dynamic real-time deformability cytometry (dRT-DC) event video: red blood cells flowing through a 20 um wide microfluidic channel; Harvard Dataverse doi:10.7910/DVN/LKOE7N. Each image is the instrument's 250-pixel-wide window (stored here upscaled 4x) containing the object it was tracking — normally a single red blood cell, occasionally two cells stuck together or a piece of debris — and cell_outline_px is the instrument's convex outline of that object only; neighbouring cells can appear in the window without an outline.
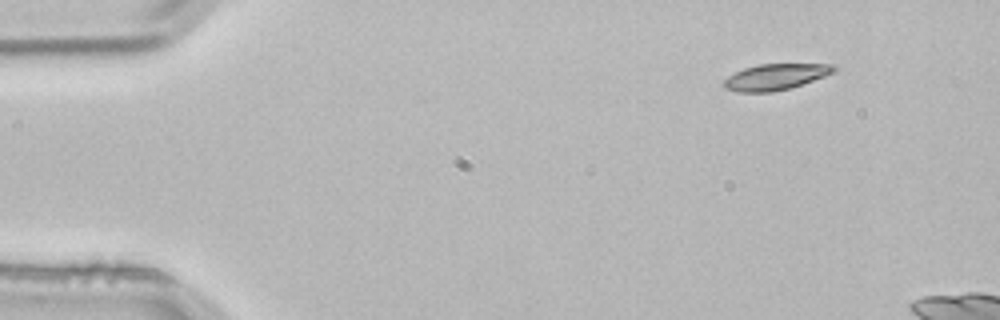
{"species": "common noctule bat (a hibernating species)", "species_latin": "Nyctalus noctula", "temperature_condition": "room temperature", "stored_images_in_passage": 3, "camera_frame_rate_fps": 3000, "um_per_image_px": 0.085, "animal": {"sex": "male", "body_mass_g": 21.5, "forearm_length_mm": 52.0}, "frame": {"image": 1, "passage_image": 1, "time_ms": 0.0, "image_size_px": [1000, 320], "cell_outline_px": [[836, 68], [832, 72], [824, 76], [792, 88], [772, 92], [740, 92], [724, 88], [724, 80], [728, 76], [744, 68], [760, 64], [836, 64]], "centroid_in_image_um": [65.91, 6.54], "position_along_channel_um": 19.1, "area_um2": 16.59}}